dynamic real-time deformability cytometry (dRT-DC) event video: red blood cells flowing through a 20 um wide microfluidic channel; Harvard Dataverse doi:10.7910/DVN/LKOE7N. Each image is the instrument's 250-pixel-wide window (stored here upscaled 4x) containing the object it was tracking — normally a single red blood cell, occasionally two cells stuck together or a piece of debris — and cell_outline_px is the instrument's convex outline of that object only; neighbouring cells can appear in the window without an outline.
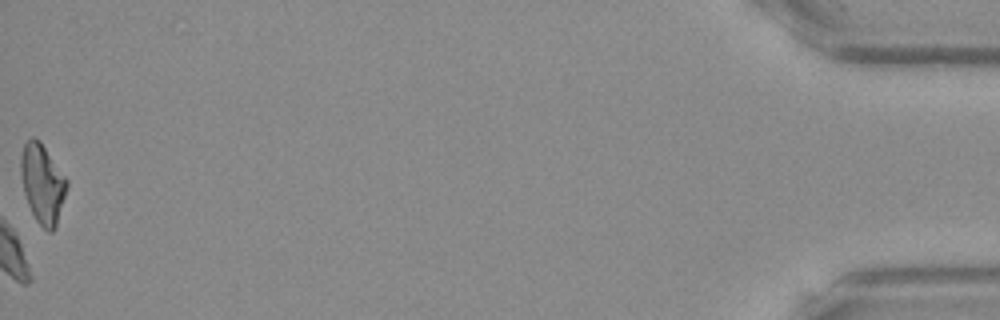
{"species": "Egyptian fruit bat (a non-hibernating species)", "species_latin": "Rousettus aegyptiacus", "temperature_condition": "warm", "stored_images_in_passage": 50, "camera_frame_rate_fps": 3000, "um_per_image_px": 0.085, "frame": {"image": 1, "passage_image": 50, "time_ms": 16.333, "image_size_px": [1000, 320], "cell_outline_px": [[64, 192], [52, 228], [24, 180], [24, 168], [36, 140], [40, 144], [64, 180]], "centroid_in_image_um": [3.76, 15.49], "position_along_channel_um": 431.4, "area_um2": 13.93}}